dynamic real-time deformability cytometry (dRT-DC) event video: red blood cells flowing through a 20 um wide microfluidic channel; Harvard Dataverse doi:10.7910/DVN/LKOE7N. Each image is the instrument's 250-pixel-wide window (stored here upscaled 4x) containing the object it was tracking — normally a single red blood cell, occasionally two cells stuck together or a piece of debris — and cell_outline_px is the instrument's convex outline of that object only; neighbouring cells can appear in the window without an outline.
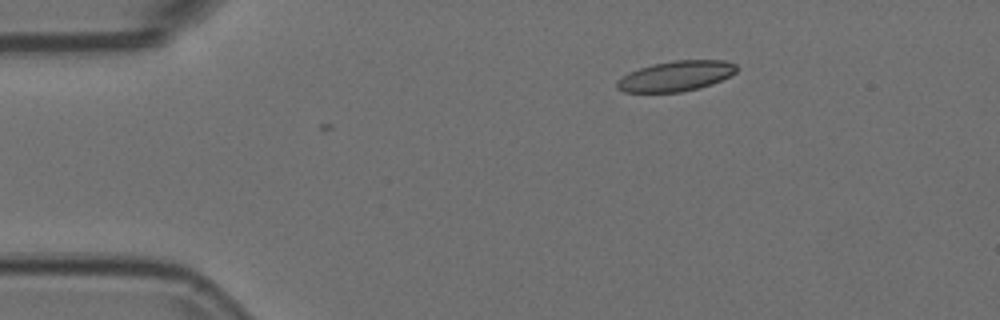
{"species": "Egyptian fruit bat (a non-hibernating species)", "species_latin": "Rousettus aegyptiacus", "temperature_condition": "room temperature", "stored_images_in_passage": 2, "camera_frame_rate_fps": 3000, "um_per_image_px": 0.085, "animal": {"sex": "female"}, "frame": {"image": 1, "passage_image": 2, "time_ms": 0.333, "image_size_px": [1000, 320], "cell_outline_px": [[736, 72], [712, 84], [700, 88], [680, 92], [624, 92], [616, 88], [616, 80], [628, 72], [652, 64], [672, 60], [724, 60], [736, 64]], "centroid_in_image_um": [57.41, 6.46], "position_along_channel_um": 27.6, "area_um2": 21.15}}